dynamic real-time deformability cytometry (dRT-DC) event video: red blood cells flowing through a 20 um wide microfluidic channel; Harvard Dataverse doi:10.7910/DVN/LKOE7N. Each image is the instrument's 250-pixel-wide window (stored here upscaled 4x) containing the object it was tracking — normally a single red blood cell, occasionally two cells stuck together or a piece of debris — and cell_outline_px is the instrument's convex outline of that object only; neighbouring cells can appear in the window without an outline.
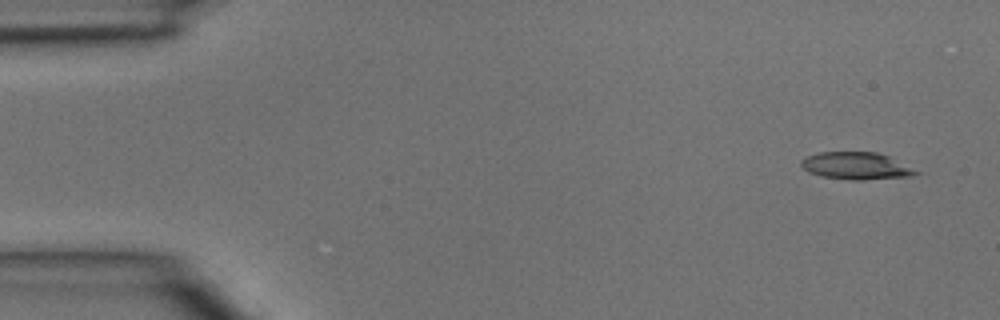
{"species": "common noctule bat (a hibernating species)", "species_latin": "Nyctalus noctula", "temperature_condition": "room temperature", "stored_images_in_passage": 4, "camera_frame_rate_fps": 3000, "um_per_image_px": 0.085, "animal": {"sex": "male", "body_mass_g": 15.6}, "frame": {"image": 1, "passage_image": 1, "time_ms": 0.0, "image_size_px": [1000, 320], "cell_outline_px": [[920, 172], [912, 176], [864, 180], [852, 180], [820, 176], [808, 172], [800, 164], [800, 160], [808, 156], [820, 152], [876, 152], [888, 156]], "centroid_in_image_um": [72.74, 14.1], "position_along_channel_um": 12.3, "area_um2": 18.09}}
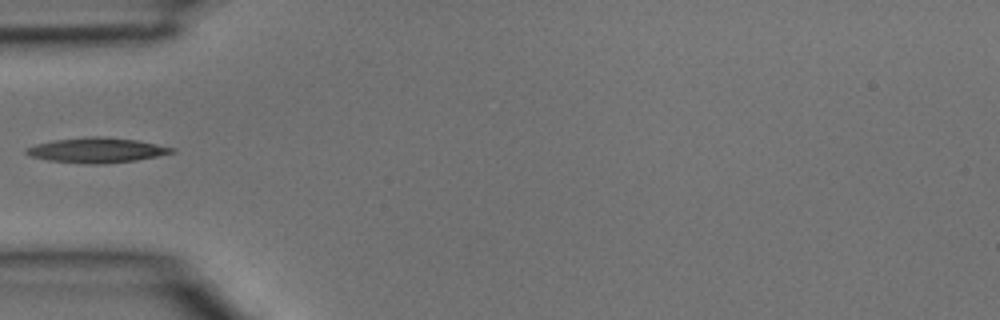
{"frame": {"image": 2, "passage_image": 4, "time_ms": 1.0, "image_size_px": [1000, 320], "cell_outline_px": [[176, 152], [136, 160], [104, 164], [88, 164], [48, 160], [32, 156], [24, 152], [24, 148], [36, 144], [52, 140], [92, 136], [100, 136], [136, 140], [176, 148]], "centroid_in_image_um": [8.21, 12.76], "position_along_channel_um": 76.8, "area_um2": 21.15}}